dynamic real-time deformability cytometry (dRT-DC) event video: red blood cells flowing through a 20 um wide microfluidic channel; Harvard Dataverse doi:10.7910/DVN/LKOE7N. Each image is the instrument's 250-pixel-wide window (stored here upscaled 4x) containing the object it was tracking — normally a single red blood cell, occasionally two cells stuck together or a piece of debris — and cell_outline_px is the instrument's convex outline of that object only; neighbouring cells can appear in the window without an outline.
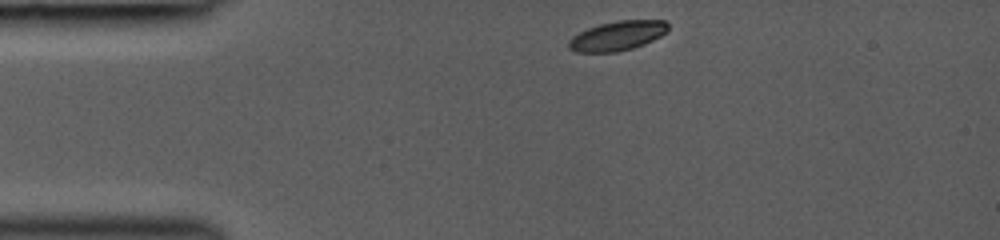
{"species": "common noctule bat (a hibernating species)", "species_latin": "Nyctalus noctula", "temperature_condition": "room temperature", "stored_images_in_passage": 17, "camera_frame_rate_fps": 3000, "um_per_image_px": 0.085, "animal": {"sex": "female", "body_mass_g": 19.0, "forearm_length_mm": 53.3}, "frame": {"image": 1, "passage_image": 1, "time_ms": 0.0, "image_size_px": [1000, 240], "cell_outline_px": [[668, 32], [644, 44], [632, 48], [616, 52], [576, 52], [568, 48], [568, 40], [572, 36], [588, 28], [600, 24], [616, 20], [664, 20], [668, 24]], "centroid_in_image_um": [52.47, 3.04], "position_along_channel_um": 32.5, "area_um2": 17.11}}
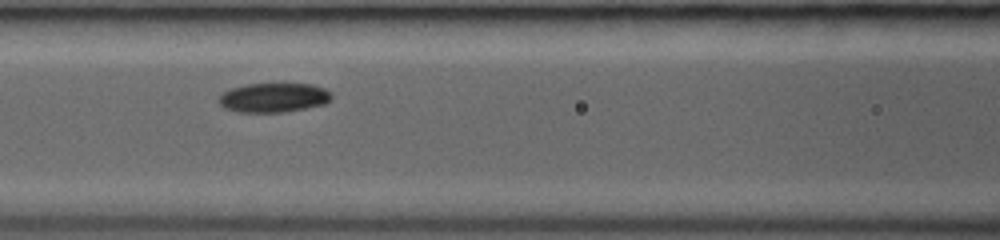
{"frame": {"image": 2, "passage_image": 10, "time_ms": 3.667, "image_size_px": [1000, 240], "cell_outline_px": [[332, 96], [324, 104], [284, 112], [236, 112], [224, 108], [216, 100], [224, 92], [232, 88], [248, 84], [312, 84], [324, 88], [332, 92]], "centroid_in_image_um": [23.24, 8.3], "position_along_channel_um": 143.4, "area_um2": 19.19}}
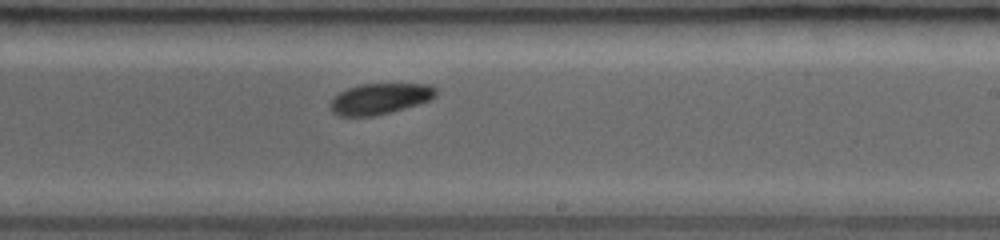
{"frame": {"image": 3, "passage_image": 17, "time_ms": 6.333, "image_size_px": [1000, 240], "cell_outline_px": [[436, 96], [428, 100], [404, 108], [372, 116], [340, 116], [332, 112], [328, 108], [328, 104], [340, 92], [348, 88], [360, 84], [432, 84], [436, 88]], "centroid_in_image_um": [32.26, 8.38], "position_along_channel_um": 256.7, "area_um2": 18.84}}